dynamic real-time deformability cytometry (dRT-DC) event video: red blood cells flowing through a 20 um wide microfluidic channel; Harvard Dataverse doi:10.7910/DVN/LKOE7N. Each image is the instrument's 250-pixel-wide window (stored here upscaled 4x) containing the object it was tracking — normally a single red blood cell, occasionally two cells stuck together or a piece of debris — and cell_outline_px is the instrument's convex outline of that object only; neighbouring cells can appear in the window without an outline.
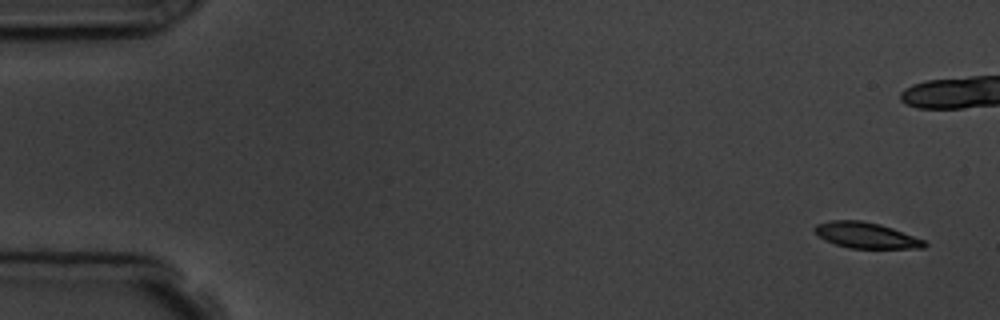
{"species": "common noctule bat (a hibernating species)", "species_latin": "Nyctalus noctula", "temperature_condition": "room temperature", "stored_images_in_passage": 7, "camera_frame_rate_fps": 3000, "um_per_image_px": 0.085, "animal": {"sex": "male", "body_mass_g": 19.5, "forearm_length_mm": 54.6}, "frame": {"image": 1, "passage_image": 1, "time_ms": 0.0, "image_size_px": [1000, 320], "cell_outline_px": [[928, 244], [924, 248], [848, 248], [824, 240], [812, 228], [816, 224], [832, 220], [860, 220], [880, 224], [892, 228], [924, 240]], "centroid_in_image_um": [73.6, 20.0], "position_along_channel_um": 11.4, "area_um2": 16.42}}